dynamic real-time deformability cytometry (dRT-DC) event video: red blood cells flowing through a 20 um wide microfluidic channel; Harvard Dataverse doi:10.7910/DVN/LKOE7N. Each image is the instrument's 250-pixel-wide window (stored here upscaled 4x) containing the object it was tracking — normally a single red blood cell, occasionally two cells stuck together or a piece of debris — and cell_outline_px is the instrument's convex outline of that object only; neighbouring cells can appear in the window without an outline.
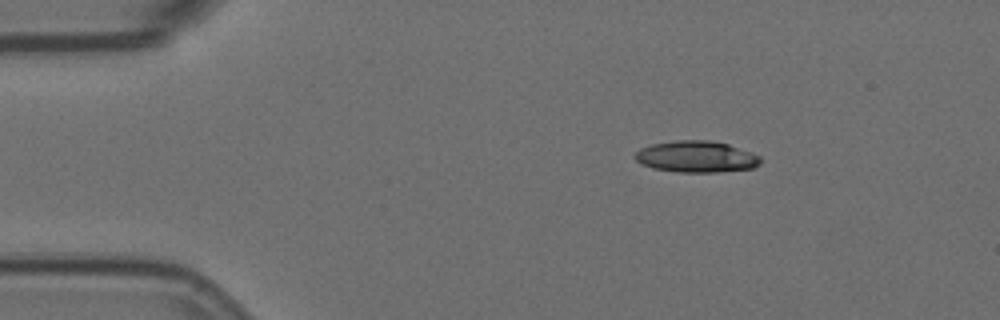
{"species": "Egyptian fruit bat (a non-hibernating species)", "species_latin": "Rousettus aegyptiacus", "temperature_condition": "room temperature", "stored_images_in_passage": 3, "camera_frame_rate_fps": 3000, "um_per_image_px": 0.085, "animal": {"sex": "female"}, "frame": {"image": 1, "passage_image": 1, "time_ms": 0.0, "image_size_px": [1000, 320], "cell_outline_px": [[760, 164], [752, 168], [716, 172], [676, 172], [652, 168], [640, 164], [632, 156], [640, 148], [652, 144], [676, 140], [708, 140], [728, 144], [760, 156]], "centroid_in_image_um": [59.13, 13.32], "position_along_channel_um": 25.9, "area_um2": 23.0}}